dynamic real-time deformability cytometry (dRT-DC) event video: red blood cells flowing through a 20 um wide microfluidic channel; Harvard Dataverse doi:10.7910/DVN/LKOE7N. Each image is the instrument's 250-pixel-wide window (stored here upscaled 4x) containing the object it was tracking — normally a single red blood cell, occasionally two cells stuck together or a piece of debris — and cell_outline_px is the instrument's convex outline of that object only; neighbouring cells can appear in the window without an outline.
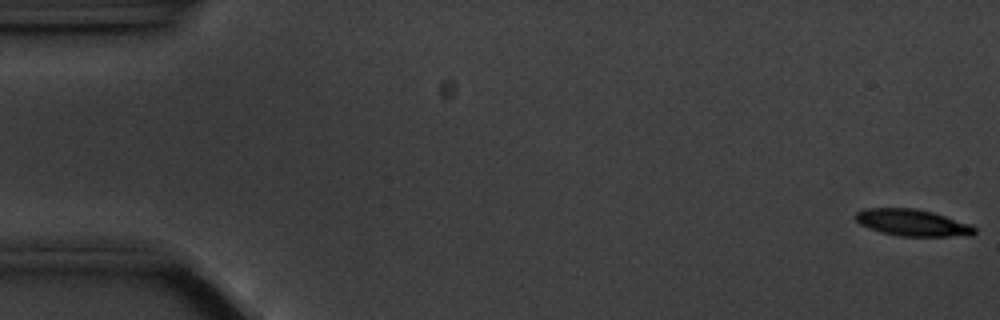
{"species": "common noctule bat (a hibernating species)", "species_latin": "Nyctalus noctula", "temperature_condition": "cold", "stored_images_in_passage": 57, "camera_frame_rate_fps": 3000, "um_per_image_px": 0.085, "animal": {"sex": "male", "body_mass_g": 20.1, "forearm_length_mm": 53.5}, "frame": {"image": 1, "passage_image": 1, "time_ms": 0.0, "image_size_px": [1000, 320], "cell_outline_px": [[976, 232], [972, 236], [900, 236], [880, 232], [868, 228], [860, 224], [856, 220], [856, 212], [864, 208], [916, 208], [932, 212], [972, 224], [976, 228]], "centroid_in_image_um": [77.58, 18.93], "position_along_channel_um": 7.4, "area_um2": 18.67}}
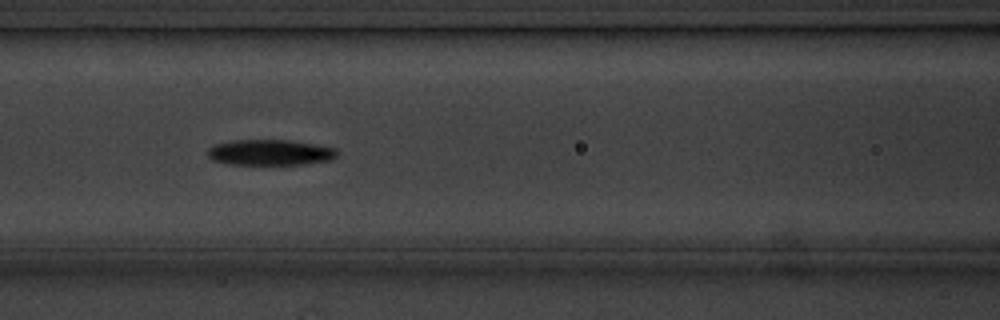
{"frame": {"image": 2, "passage_image": 24, "time_ms": 7.667, "image_size_px": [1000, 320], "cell_outline_px": [[336, 156], [332, 160], [304, 164], [228, 164], [212, 160], [208, 156], [208, 148], [216, 144], [232, 140], [288, 140], [316, 144], [336, 148]], "centroid_in_image_um": [22.96, 12.95], "position_along_channel_um": 143.6, "area_um2": 19.36}}
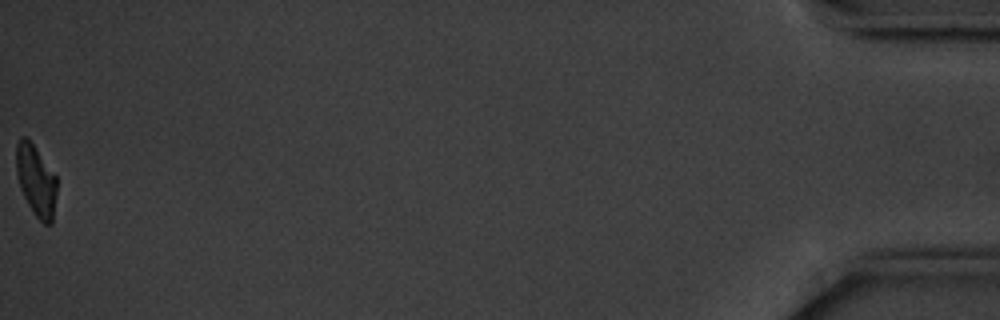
{"frame": {"image": 3, "passage_image": 57, "time_ms": 18.667, "image_size_px": [1000, 320], "cell_outline_px": [[56, 192], [52, 224], [44, 224], [36, 216], [28, 204], [20, 188], [16, 176], [16, 144], [20, 136], [28, 136], [56, 176]], "centroid_in_image_um": [3.04, 15.29], "position_along_channel_um": 432.2, "area_um2": 16.94}, "authors_computed_cell_mechanics": {"area_um2": 19.1896, "velocity_mm_per_s": 3.5275, "shape_relaxation_time_tau1_ms": 3.3746, "shape_relaxation_time_tau2_ms": null, "deformation_change_tau1": 0.1319, "deformation_change_tau2": null}}